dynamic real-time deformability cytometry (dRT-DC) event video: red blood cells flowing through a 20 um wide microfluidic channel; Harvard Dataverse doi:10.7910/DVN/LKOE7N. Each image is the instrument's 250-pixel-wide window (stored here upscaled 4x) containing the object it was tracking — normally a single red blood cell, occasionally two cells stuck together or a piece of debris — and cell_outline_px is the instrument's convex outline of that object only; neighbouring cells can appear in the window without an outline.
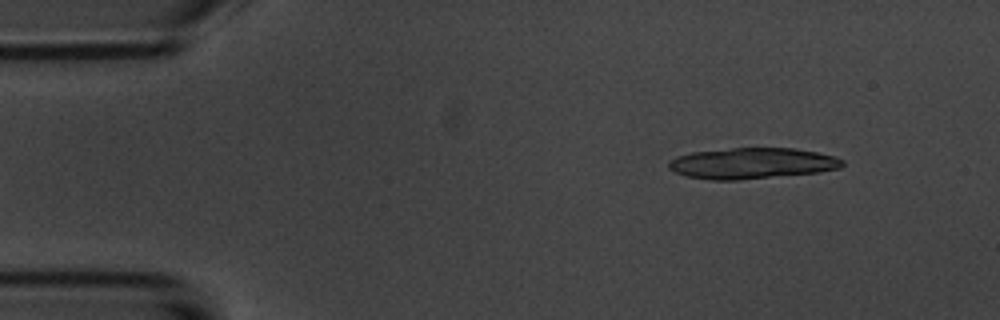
{"species": "common noctule bat (a hibernating species)", "species_latin": "Nyctalus noctula", "temperature_condition": "room temperature", "stored_images_in_passage": 4, "camera_frame_rate_fps": 3000, "um_per_image_px": 0.085, "animal": {"sex": "male", "body_mass_g": 20.1, "forearm_length_mm": 53.5}, "frame": {"image": 1, "passage_image": 1, "time_ms": 0.0, "image_size_px": [1000, 320], "cell_outline_px": [[844, 164], [840, 168], [820, 172], [740, 180], [712, 180], [688, 176], [676, 172], [668, 168], [668, 164], [676, 156], [692, 152], [732, 148], [796, 148], [836, 156], [844, 160]], "centroid_in_image_um": [63.97, 13.88], "position_along_channel_um": 21.0, "area_um2": 31.39}}